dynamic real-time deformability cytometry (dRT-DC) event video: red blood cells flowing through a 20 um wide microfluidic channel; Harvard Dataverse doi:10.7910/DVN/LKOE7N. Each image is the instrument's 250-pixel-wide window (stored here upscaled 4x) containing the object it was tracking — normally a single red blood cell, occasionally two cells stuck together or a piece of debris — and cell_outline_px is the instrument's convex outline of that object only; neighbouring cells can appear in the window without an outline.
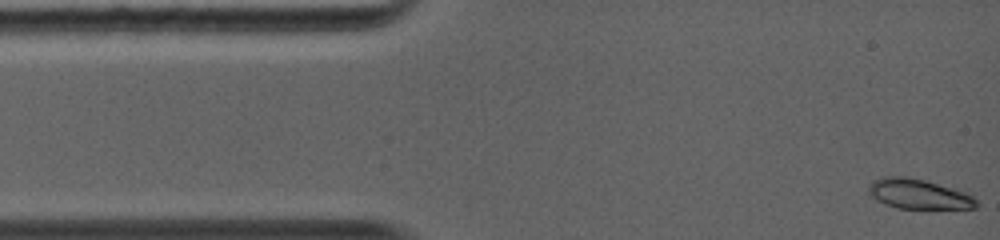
{"species": "common noctule bat (a hibernating species)", "species_latin": "Nyctalus noctula", "temperature_condition": "warm", "stored_images_in_passage": 25, "camera_frame_rate_fps": 5000, "um_per_image_px": 0.085, "animal": {"sex": "female", "body_mass_g": 19.0, "forearm_length_mm": 56.7}, "frame": {"image": 1, "passage_image": 1, "time_ms": 0.0, "image_size_px": [1000, 240], "cell_outline_px": [[980, 204], [976, 208], [896, 208], [884, 204], [876, 200], [868, 192], [868, 188], [876, 180], [884, 176], [904, 176], [924, 180], [964, 192], [972, 196]], "centroid_in_image_um": [78.07, 16.5], "position_along_channel_um": 6.9, "area_um2": 18.44}}
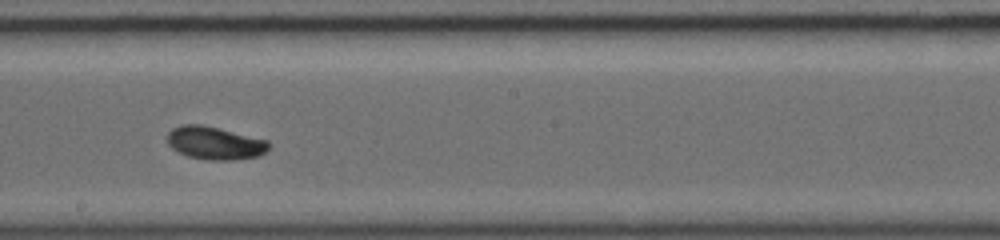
{"frame": {"image": 2, "passage_image": 15, "time_ms": 6.8, "image_size_px": [1000, 240], "cell_outline_px": [[268, 148], [260, 156], [236, 160], [208, 160], [188, 156], [172, 148], [168, 144], [168, 132], [172, 128], [180, 124], [200, 124], [268, 140]], "centroid_in_image_um": [18.25, 12.16], "position_along_channel_um": 230.0, "area_um2": 19.36}}
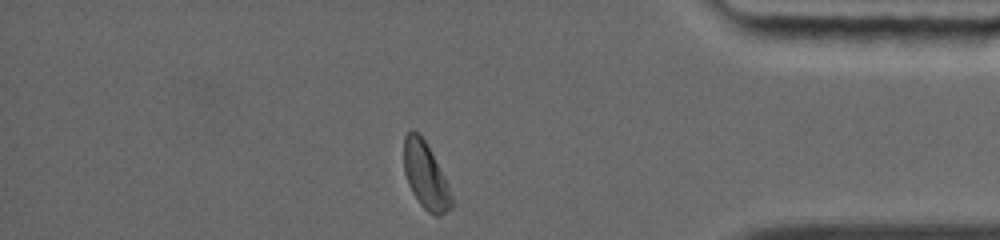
{"frame": {"image": 3, "passage_image": 25, "time_ms": 11.2, "image_size_px": [1000, 240], "cell_outline_px": [[452, 208], [440, 216], [436, 216], [428, 212], [420, 204], [412, 192], [408, 184], [404, 172], [404, 136], [412, 128], [428, 144], [444, 176], [452, 196]], "centroid_in_image_um": [36.17, 14.93], "position_along_channel_um": 399.0, "area_um2": 18.44}, "authors_computed_cell_mechanics": {"area_um2": 18.9006, "velocity_mm_per_s": 4.4251, "shape_relaxation_time_tau1_ms": 5.438, "shape_relaxation_time_tau2_ms": null, "deformation_change_tau1": 0.1707, "deformation_change_tau2": null}}